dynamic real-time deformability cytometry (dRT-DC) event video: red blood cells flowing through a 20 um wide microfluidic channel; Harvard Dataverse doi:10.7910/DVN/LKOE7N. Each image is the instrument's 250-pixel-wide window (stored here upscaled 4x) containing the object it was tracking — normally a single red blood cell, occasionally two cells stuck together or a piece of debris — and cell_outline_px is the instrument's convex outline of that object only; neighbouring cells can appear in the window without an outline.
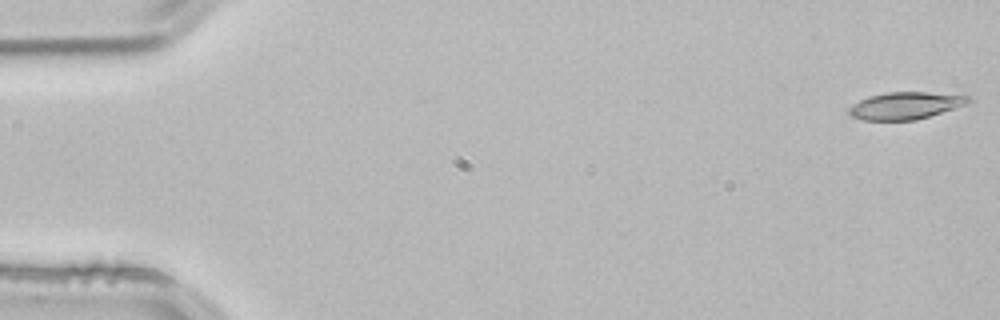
{"species": "common noctule bat (a hibernating species)", "species_latin": "Nyctalus noctula", "temperature_condition": "room temperature", "stored_images_in_passage": 53, "camera_frame_rate_fps": 3000, "um_per_image_px": 0.085, "animal": {"sex": "male", "body_mass_g": 21.5, "forearm_length_mm": 52.0}, "frame": {"image": 1, "passage_image": 1, "time_ms": 0.0, "image_size_px": [1000, 320], "cell_outline_px": [[972, 100], [956, 108], [916, 120], [864, 120], [848, 116], [848, 108], [852, 104], [868, 96], [888, 92], [924, 92], [968, 96]], "centroid_in_image_um": [76.9, 8.98], "position_along_channel_um": 8.1, "area_um2": 18.84}}
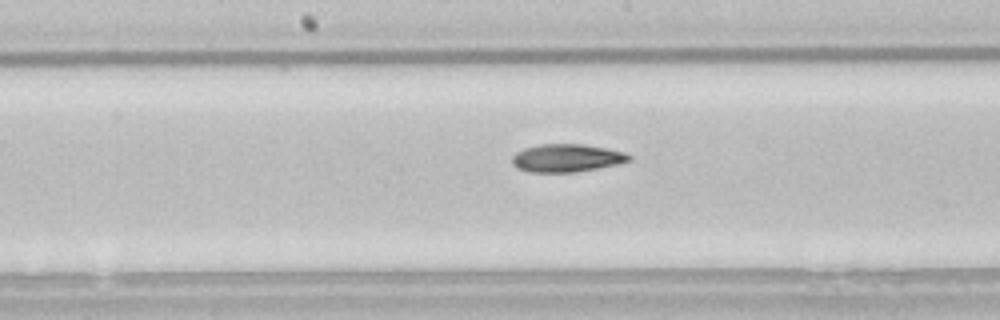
{"frame": {"image": 2, "passage_image": 27, "time_ms": 8.667, "image_size_px": [1000, 320], "cell_outline_px": [[632, 160], [616, 164], [576, 172], [528, 172], [516, 168], [512, 164], [512, 156], [516, 152], [524, 148], [540, 144], [584, 144], [624, 152], [632, 156]], "centroid_in_image_um": [48.13, 13.43], "position_along_channel_um": 200.1, "area_um2": 19.02}}
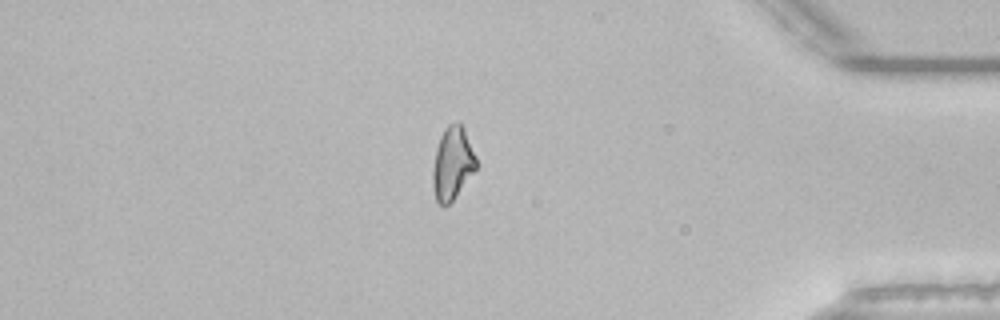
{"frame": {"image": 3, "passage_image": 45, "time_ms": 14.667, "image_size_px": [1000, 320], "cell_outline_px": [[476, 168], [452, 200], [444, 208], [436, 200], [432, 188], [432, 168], [436, 148], [440, 136], [444, 128], [448, 124], [456, 120], [460, 120], [464, 128], [476, 156]], "centroid_in_image_um": [38.43, 13.84], "position_along_channel_um": 396.8, "area_um2": 18.55}, "authors_computed_cell_mechanics": {"area_um2": 19.074, "velocity_mm_per_s": 3.8489, "shape_relaxation_time_tau1_ms": null, "shape_relaxation_time_tau2_ms": 6.4231, "deformation_change_tau1": null, "deformation_change_tau2": 0.1499}}